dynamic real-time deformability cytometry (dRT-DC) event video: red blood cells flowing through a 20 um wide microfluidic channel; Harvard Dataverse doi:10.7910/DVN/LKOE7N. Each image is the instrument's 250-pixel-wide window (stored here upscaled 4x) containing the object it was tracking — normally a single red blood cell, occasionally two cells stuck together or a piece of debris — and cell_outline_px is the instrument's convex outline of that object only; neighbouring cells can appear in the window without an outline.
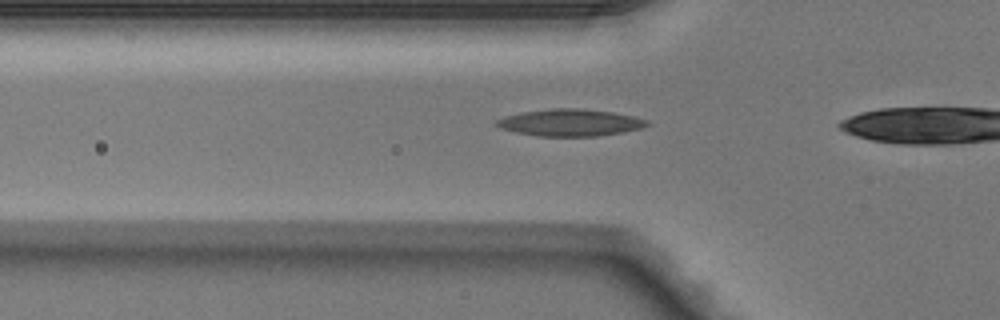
{"species": "Egyptian fruit bat (a non-hibernating species)", "species_latin": "Rousettus aegyptiacus", "temperature_condition": "warm", "stored_images_in_passage": 6, "camera_frame_rate_fps": 3000, "um_per_image_px": 0.085, "animal": {"sex": "male"}, "frame": {"image": 1, "passage_image": 4, "time_ms": 1.0, "image_size_px": [1000, 320], "cell_outline_px": [[652, 124], [640, 128], [620, 132], [596, 136], [540, 136], [516, 132], [500, 128], [492, 124], [496, 120], [508, 116], [524, 112], [552, 108], [584, 108], [612, 112], [632, 116], [648, 120]], "centroid_in_image_um": [48.46, 10.41], "position_along_channel_um": 77.3, "area_um2": 23.47}}